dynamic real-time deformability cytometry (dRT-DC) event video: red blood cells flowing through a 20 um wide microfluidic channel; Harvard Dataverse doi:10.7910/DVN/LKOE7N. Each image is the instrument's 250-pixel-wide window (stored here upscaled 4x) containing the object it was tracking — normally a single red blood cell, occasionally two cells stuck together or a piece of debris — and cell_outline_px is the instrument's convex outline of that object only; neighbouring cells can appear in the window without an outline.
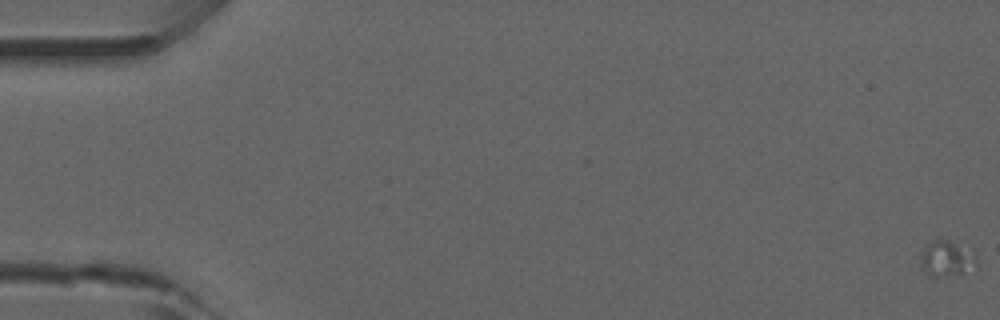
{"species": "common noctule bat (a hibernating species)", "species_latin": "Nyctalus noctula", "temperature_condition": "room temperature", "stored_images_in_passage": 52, "camera_frame_rate_fps": 3000, "um_per_image_px": 0.085, "animal": {"sex": "male", "forearm_length_mm": 52.5}, "frame": {"image": 1, "passage_image": 1, "time_ms": 0.0, "image_size_px": [1000, 320], "cell_outline_px": [[976, 268], [964, 272], [936, 276], [928, 276], [920, 268], [920, 252], [932, 240], [940, 236], [972, 248], [976, 256]], "centroid_in_image_um": [80.46, 21.91], "position_along_channel_um": 4.5, "area_um2": 12.2}}